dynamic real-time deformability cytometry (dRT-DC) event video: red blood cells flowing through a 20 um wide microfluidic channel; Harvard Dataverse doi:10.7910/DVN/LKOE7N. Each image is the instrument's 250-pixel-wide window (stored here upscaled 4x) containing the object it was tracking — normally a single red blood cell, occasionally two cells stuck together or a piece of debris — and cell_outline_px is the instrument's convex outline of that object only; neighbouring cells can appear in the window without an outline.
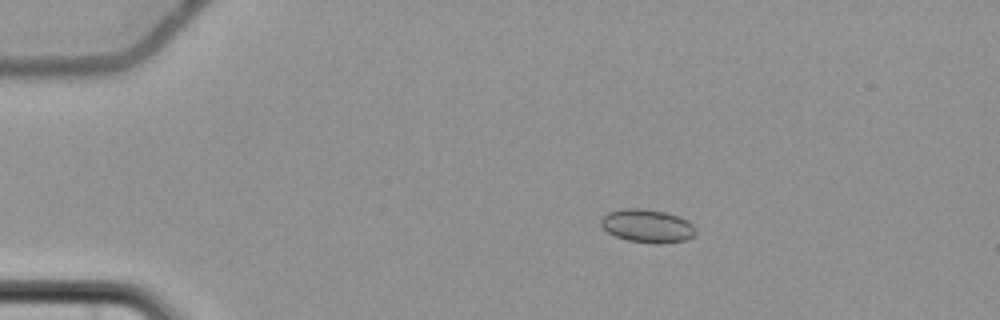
{"species": "common noctule bat (a hibernating species)", "species_latin": "Nyctalus noctula", "temperature_condition": "cold", "stored_images_in_passage": 7, "camera_frame_rate_fps": 3000, "um_per_image_px": 0.085, "animal": {"sex": "female", "body_mass_g": 22.7, "forearm_length_mm": 54.2}, "frame": {"image": 1, "passage_image": 4, "time_ms": 3.667, "image_size_px": [1000, 320], "cell_outline_px": [[696, 232], [688, 240], [660, 244], [656, 244], [628, 240], [616, 236], [608, 232], [600, 224], [600, 220], [608, 212], [624, 208], [644, 208], [664, 212], [688, 220], [696, 228]], "centroid_in_image_um": [55.04, 19.21], "position_along_channel_um": 30.0, "area_um2": 18.38}}